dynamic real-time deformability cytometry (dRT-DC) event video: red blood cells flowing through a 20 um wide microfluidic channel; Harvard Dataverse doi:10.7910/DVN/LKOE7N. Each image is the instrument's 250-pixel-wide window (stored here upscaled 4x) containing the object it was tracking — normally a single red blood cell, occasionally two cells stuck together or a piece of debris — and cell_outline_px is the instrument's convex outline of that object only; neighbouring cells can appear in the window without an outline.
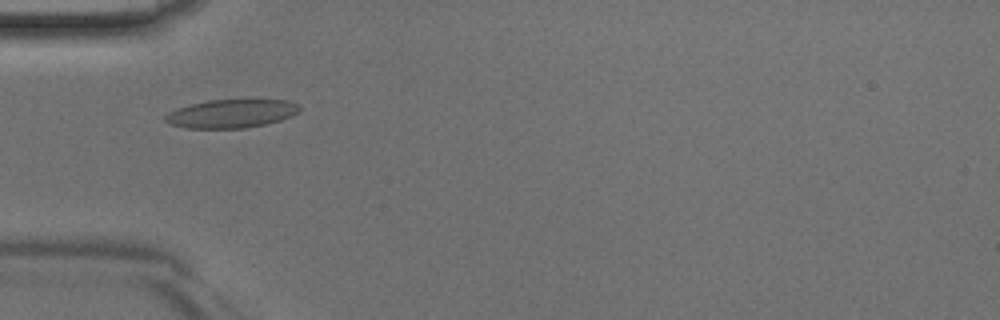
{"species": "Egyptian fruit bat (a non-hibernating species)", "species_latin": "Rousettus aegyptiacus", "temperature_condition": "room temperature", "stored_images_in_passage": 38, "camera_frame_rate_fps": 3000, "um_per_image_px": 0.085, "animal": {"sex": "male"}, "frame": {"image": 1, "passage_image": 7, "time_ms": 2.0, "image_size_px": [1000, 320], "cell_outline_px": [[300, 112], [280, 120], [264, 124], [244, 128], [184, 128], [168, 124], [164, 120], [164, 116], [168, 112], [192, 104], [208, 100], [288, 100], [300, 104]], "centroid_in_image_um": [19.66, 9.66], "position_along_channel_um": 65.3, "area_um2": 22.2}}
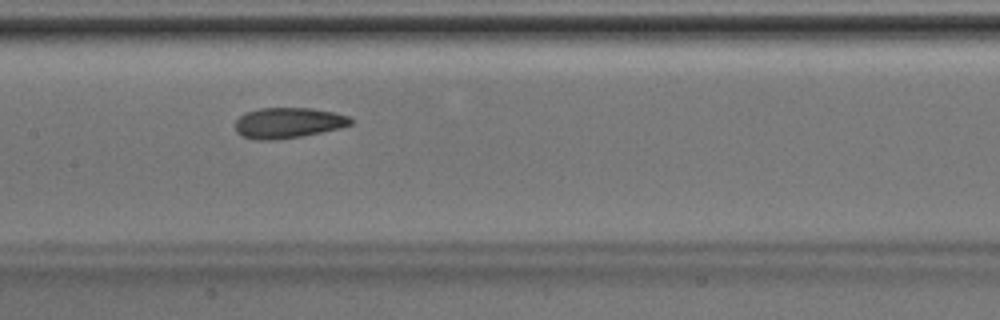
{"frame": {"image": 2, "passage_image": 15, "time_ms": 4.667, "image_size_px": [1000, 320], "cell_outline_px": [[352, 124], [340, 128], [300, 136], [276, 140], [256, 140], [240, 136], [236, 132], [236, 120], [244, 112], [260, 108], [312, 108], [332, 112], [348, 116], [352, 120]], "centroid_in_image_um": [24.45, 10.44], "position_along_channel_um": 183.0, "area_um2": 20.58}}
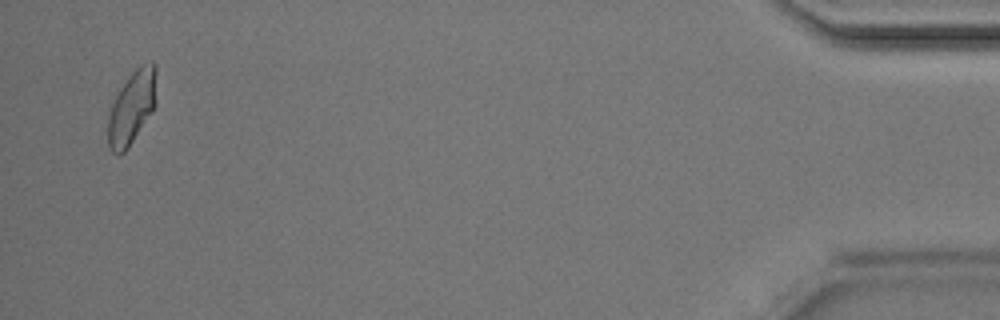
{"frame": {"image": 3, "passage_image": 37, "time_ms": 12.0, "image_size_px": [1000, 320], "cell_outline_px": [[156, 104], [152, 112], [128, 148], [120, 156], [116, 156], [112, 152], [108, 144], [108, 116], [112, 104], [120, 88], [132, 72], [140, 64], [152, 60], [156, 64]], "centroid_in_image_um": [11.23, 9.12], "position_along_channel_um": 424.0, "area_um2": 20.92}}